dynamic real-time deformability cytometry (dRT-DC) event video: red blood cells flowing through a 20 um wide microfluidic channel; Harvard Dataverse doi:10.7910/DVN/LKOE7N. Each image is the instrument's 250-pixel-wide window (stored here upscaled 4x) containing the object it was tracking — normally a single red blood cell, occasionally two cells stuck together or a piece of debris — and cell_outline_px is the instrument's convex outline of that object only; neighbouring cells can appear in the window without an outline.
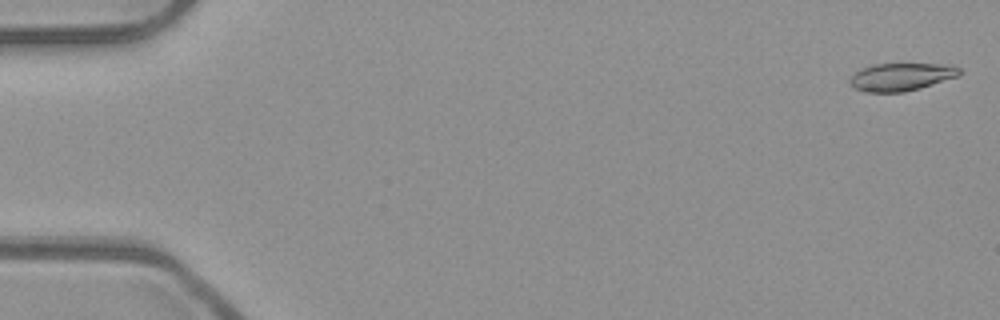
{"species": "common noctule bat (a hibernating species)", "species_latin": "Nyctalus noctula", "temperature_condition": "room temperature", "stored_images_in_passage": 53, "camera_frame_rate_fps": 3000, "um_per_image_px": 0.085, "animal": {"sex": "male", "body_mass_g": 23.1, "forearm_length_mm": 52.7}, "frame": {"image": 1, "passage_image": 2, "time_ms": 0.333, "image_size_px": [1000, 320], "cell_outline_px": [[960, 72], [956, 76], [920, 88], [904, 92], [864, 92], [856, 88], [848, 80], [860, 68], [876, 64], [940, 64], [960, 68]], "centroid_in_image_um": [76.55, 6.53], "position_along_channel_um": 8.5, "area_um2": 17.34}}
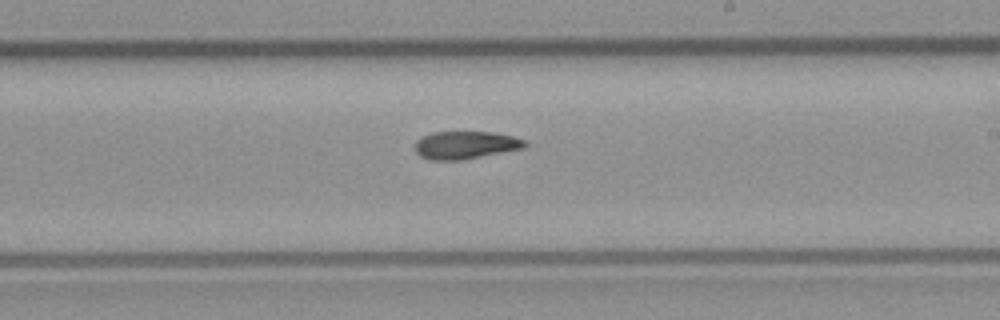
{"frame": {"image": 2, "passage_image": 32, "time_ms": 10.333, "image_size_px": [1000, 320], "cell_outline_px": [[528, 144], [524, 148], [460, 160], [428, 160], [420, 156], [416, 152], [416, 140], [432, 132], [492, 132], [512, 136], [528, 140]], "centroid_in_image_um": [39.58, 12.33], "position_along_channel_um": 249.4, "area_um2": 17.74}}
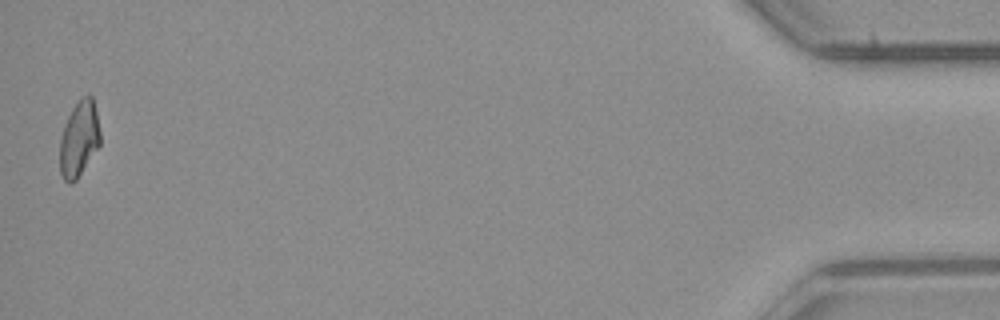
{"frame": {"image": 3, "passage_image": 53, "time_ms": 17.333, "image_size_px": [1000, 320], "cell_outline_px": [[100, 144], [76, 180], [72, 184], [68, 184], [64, 180], [60, 172], [60, 140], [64, 124], [72, 108], [80, 96], [88, 92], [92, 96], [96, 112], [100, 132]], "centroid_in_image_um": [6.71, 11.77], "position_along_channel_um": 428.5, "area_um2": 17.92}, "authors_computed_cell_mechanics": {"area_um2": 18.3226, "velocity_mm_per_s": 3.9368, "shape_relaxation_time_tau1_ms": null, "shape_relaxation_time_tau2_ms": 6.7253, "deformation_change_tau1": null, "deformation_change_tau2": 0.135}}